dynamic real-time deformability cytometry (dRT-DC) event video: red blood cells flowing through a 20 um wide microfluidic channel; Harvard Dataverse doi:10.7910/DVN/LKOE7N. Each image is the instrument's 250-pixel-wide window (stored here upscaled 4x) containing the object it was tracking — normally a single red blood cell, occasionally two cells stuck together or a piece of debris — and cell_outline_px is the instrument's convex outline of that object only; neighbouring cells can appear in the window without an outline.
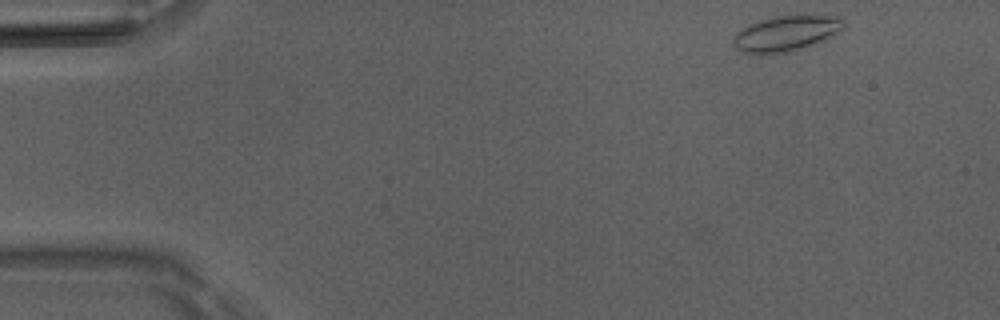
{"species": "Egyptian fruit bat (a non-hibernating species)", "species_latin": "Rousettus aegyptiacus", "temperature_condition": "room temperature", "stored_images_in_passage": 46, "camera_frame_rate_fps": 3000, "um_per_image_px": 0.085, "animal": {"sex": "male"}, "frame": {"image": 1, "passage_image": 1, "time_ms": 0.0, "image_size_px": [1000, 320], "cell_outline_px": [[844, 28], [824, 40], [788, 52], [768, 56], [740, 52], [732, 44], [732, 40], [736, 32], [740, 28], [748, 24], [760, 20], [776, 16], [840, 16], [844, 20]], "centroid_in_image_um": [66.74, 2.87], "position_along_channel_um": 18.3, "area_um2": 23.06}}
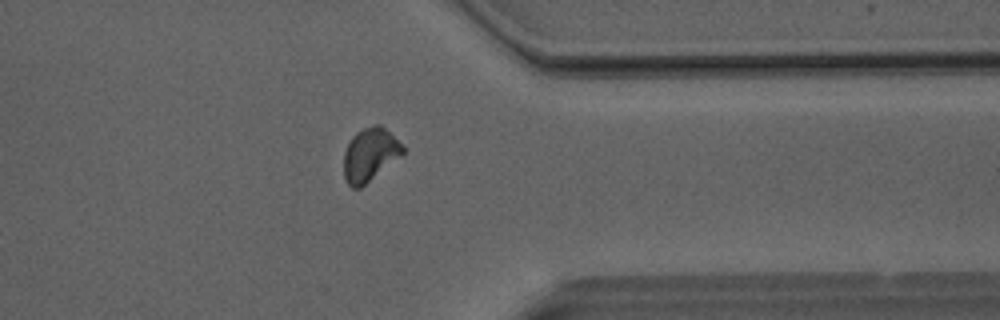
{"frame": {"image": 2, "passage_image": 36, "time_ms": 11.667, "image_size_px": [1000, 320], "cell_outline_px": [[404, 152], [400, 156], [360, 188], [352, 188], [348, 184], [344, 176], [344, 152], [352, 136], [356, 132], [364, 128], [376, 124], [380, 124], [404, 148]], "centroid_in_image_um": [31.4, 13.15], "position_along_channel_um": 380.0, "area_um2": 17.8}}
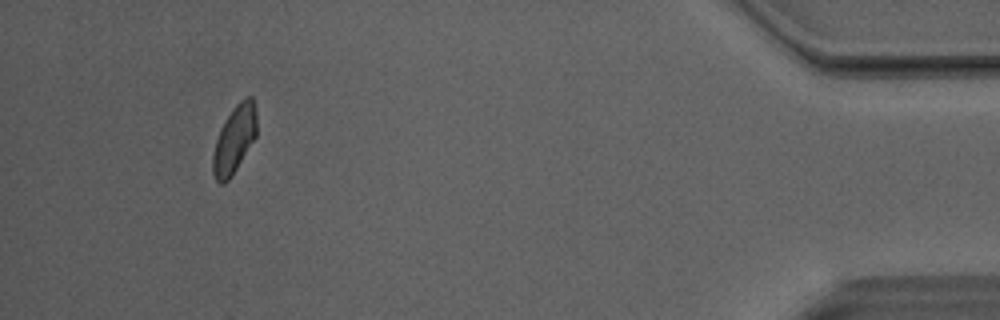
{"frame": {"image": 3, "passage_image": 43, "time_ms": 14.0, "image_size_px": [1000, 320], "cell_outline_px": [[256, 136], [236, 168], [228, 180], [224, 184], [220, 184], [216, 180], [212, 172], [212, 156], [216, 140], [220, 128], [232, 108], [244, 96], [252, 96], [256, 108]], "centroid_in_image_um": [19.91, 11.82], "position_along_channel_um": 415.3, "area_um2": 17.22}, "authors_computed_cell_mechanics": {"area_um2": 18.0336, "velocity_mm_per_s": 4.0742, "shape_relaxation_time_tau1_ms": null, "shape_relaxation_time_tau2_ms": 1.5564, "deformation_change_tau1": null, "deformation_change_tau2": 0.0561}}